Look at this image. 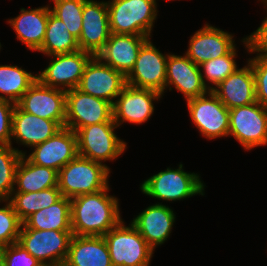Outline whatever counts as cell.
I'll list each match as a JSON object with an SVG mask.
<instances>
[{
  "mask_svg": "<svg viewBox=\"0 0 267 266\" xmlns=\"http://www.w3.org/2000/svg\"><path fill=\"white\" fill-rule=\"evenodd\" d=\"M106 189L71 199L73 235L104 236L121 221L118 199Z\"/></svg>",
  "mask_w": 267,
  "mask_h": 266,
  "instance_id": "obj_1",
  "label": "cell"
},
{
  "mask_svg": "<svg viewBox=\"0 0 267 266\" xmlns=\"http://www.w3.org/2000/svg\"><path fill=\"white\" fill-rule=\"evenodd\" d=\"M109 173L107 165L77 155L58 171V188L70 199L95 193L109 186Z\"/></svg>",
  "mask_w": 267,
  "mask_h": 266,
  "instance_id": "obj_2",
  "label": "cell"
},
{
  "mask_svg": "<svg viewBox=\"0 0 267 266\" xmlns=\"http://www.w3.org/2000/svg\"><path fill=\"white\" fill-rule=\"evenodd\" d=\"M107 8L111 33L151 37L158 12L156 0H111Z\"/></svg>",
  "mask_w": 267,
  "mask_h": 266,
  "instance_id": "obj_3",
  "label": "cell"
},
{
  "mask_svg": "<svg viewBox=\"0 0 267 266\" xmlns=\"http://www.w3.org/2000/svg\"><path fill=\"white\" fill-rule=\"evenodd\" d=\"M129 225L125 226L122 220L103 236L112 266H149L154 249Z\"/></svg>",
  "mask_w": 267,
  "mask_h": 266,
  "instance_id": "obj_4",
  "label": "cell"
},
{
  "mask_svg": "<svg viewBox=\"0 0 267 266\" xmlns=\"http://www.w3.org/2000/svg\"><path fill=\"white\" fill-rule=\"evenodd\" d=\"M140 187L144 194L152 198L176 201L197 194L204 195L205 186L198 174L185 172L180 163L178 169L167 168L149 177Z\"/></svg>",
  "mask_w": 267,
  "mask_h": 266,
  "instance_id": "obj_5",
  "label": "cell"
},
{
  "mask_svg": "<svg viewBox=\"0 0 267 266\" xmlns=\"http://www.w3.org/2000/svg\"><path fill=\"white\" fill-rule=\"evenodd\" d=\"M115 122L88 125L77 130L78 155L103 164L115 160L126 150V142L114 133Z\"/></svg>",
  "mask_w": 267,
  "mask_h": 266,
  "instance_id": "obj_6",
  "label": "cell"
},
{
  "mask_svg": "<svg viewBox=\"0 0 267 266\" xmlns=\"http://www.w3.org/2000/svg\"><path fill=\"white\" fill-rule=\"evenodd\" d=\"M72 231L37 230L21 227L18 243L42 264L63 266Z\"/></svg>",
  "mask_w": 267,
  "mask_h": 266,
  "instance_id": "obj_7",
  "label": "cell"
},
{
  "mask_svg": "<svg viewBox=\"0 0 267 266\" xmlns=\"http://www.w3.org/2000/svg\"><path fill=\"white\" fill-rule=\"evenodd\" d=\"M245 150L267 145V108L253 104L229 109V133Z\"/></svg>",
  "mask_w": 267,
  "mask_h": 266,
  "instance_id": "obj_8",
  "label": "cell"
},
{
  "mask_svg": "<svg viewBox=\"0 0 267 266\" xmlns=\"http://www.w3.org/2000/svg\"><path fill=\"white\" fill-rule=\"evenodd\" d=\"M113 121L112 104L74 88L66 91L64 127L76 132L82 127Z\"/></svg>",
  "mask_w": 267,
  "mask_h": 266,
  "instance_id": "obj_9",
  "label": "cell"
},
{
  "mask_svg": "<svg viewBox=\"0 0 267 266\" xmlns=\"http://www.w3.org/2000/svg\"><path fill=\"white\" fill-rule=\"evenodd\" d=\"M186 102L192 122L202 136L207 139L228 136L229 109L211 90Z\"/></svg>",
  "mask_w": 267,
  "mask_h": 266,
  "instance_id": "obj_10",
  "label": "cell"
},
{
  "mask_svg": "<svg viewBox=\"0 0 267 266\" xmlns=\"http://www.w3.org/2000/svg\"><path fill=\"white\" fill-rule=\"evenodd\" d=\"M167 59L168 54H162L149 38L140 48L126 84L165 93Z\"/></svg>",
  "mask_w": 267,
  "mask_h": 266,
  "instance_id": "obj_11",
  "label": "cell"
},
{
  "mask_svg": "<svg viewBox=\"0 0 267 266\" xmlns=\"http://www.w3.org/2000/svg\"><path fill=\"white\" fill-rule=\"evenodd\" d=\"M49 65L37 75V80L48 87L68 91L80 84L85 66L93 55L79 50L69 54H56Z\"/></svg>",
  "mask_w": 267,
  "mask_h": 266,
  "instance_id": "obj_12",
  "label": "cell"
},
{
  "mask_svg": "<svg viewBox=\"0 0 267 266\" xmlns=\"http://www.w3.org/2000/svg\"><path fill=\"white\" fill-rule=\"evenodd\" d=\"M16 105L25 112L57 121L62 127L66 118V91L41 84L38 80Z\"/></svg>",
  "mask_w": 267,
  "mask_h": 266,
  "instance_id": "obj_13",
  "label": "cell"
},
{
  "mask_svg": "<svg viewBox=\"0 0 267 266\" xmlns=\"http://www.w3.org/2000/svg\"><path fill=\"white\" fill-rule=\"evenodd\" d=\"M126 85V77L93 56L85 66L77 87L82 92L114 104L115 98Z\"/></svg>",
  "mask_w": 267,
  "mask_h": 266,
  "instance_id": "obj_14",
  "label": "cell"
},
{
  "mask_svg": "<svg viewBox=\"0 0 267 266\" xmlns=\"http://www.w3.org/2000/svg\"><path fill=\"white\" fill-rule=\"evenodd\" d=\"M162 94L151 89L125 85L112 105L113 121L119 127L123 122L142 124L154 113L153 101Z\"/></svg>",
  "mask_w": 267,
  "mask_h": 266,
  "instance_id": "obj_15",
  "label": "cell"
},
{
  "mask_svg": "<svg viewBox=\"0 0 267 266\" xmlns=\"http://www.w3.org/2000/svg\"><path fill=\"white\" fill-rule=\"evenodd\" d=\"M32 148L33 152L26 156L30 162L56 171L78 155L76 133L66 127Z\"/></svg>",
  "mask_w": 267,
  "mask_h": 266,
  "instance_id": "obj_16",
  "label": "cell"
},
{
  "mask_svg": "<svg viewBox=\"0 0 267 266\" xmlns=\"http://www.w3.org/2000/svg\"><path fill=\"white\" fill-rule=\"evenodd\" d=\"M106 2L86 0L82 11V30L78 39L80 50L96 56L110 36Z\"/></svg>",
  "mask_w": 267,
  "mask_h": 266,
  "instance_id": "obj_17",
  "label": "cell"
},
{
  "mask_svg": "<svg viewBox=\"0 0 267 266\" xmlns=\"http://www.w3.org/2000/svg\"><path fill=\"white\" fill-rule=\"evenodd\" d=\"M148 39L147 36L111 33L96 57L126 77L134 67L140 48Z\"/></svg>",
  "mask_w": 267,
  "mask_h": 266,
  "instance_id": "obj_18",
  "label": "cell"
},
{
  "mask_svg": "<svg viewBox=\"0 0 267 266\" xmlns=\"http://www.w3.org/2000/svg\"><path fill=\"white\" fill-rule=\"evenodd\" d=\"M171 85L183 93L186 101L209 92L201 77L199 65L193 63L186 55L168 54L165 90Z\"/></svg>",
  "mask_w": 267,
  "mask_h": 266,
  "instance_id": "obj_19",
  "label": "cell"
},
{
  "mask_svg": "<svg viewBox=\"0 0 267 266\" xmlns=\"http://www.w3.org/2000/svg\"><path fill=\"white\" fill-rule=\"evenodd\" d=\"M233 35L206 24L191 36L186 56L200 65L228 54L234 47Z\"/></svg>",
  "mask_w": 267,
  "mask_h": 266,
  "instance_id": "obj_20",
  "label": "cell"
},
{
  "mask_svg": "<svg viewBox=\"0 0 267 266\" xmlns=\"http://www.w3.org/2000/svg\"><path fill=\"white\" fill-rule=\"evenodd\" d=\"M228 108L247 106L257 102L255 77L251 64L237 69L211 90Z\"/></svg>",
  "mask_w": 267,
  "mask_h": 266,
  "instance_id": "obj_21",
  "label": "cell"
},
{
  "mask_svg": "<svg viewBox=\"0 0 267 266\" xmlns=\"http://www.w3.org/2000/svg\"><path fill=\"white\" fill-rule=\"evenodd\" d=\"M175 214L169 206L156 203L148 206L133 218L131 224L153 248L162 245L169 237L175 222Z\"/></svg>",
  "mask_w": 267,
  "mask_h": 266,
  "instance_id": "obj_22",
  "label": "cell"
},
{
  "mask_svg": "<svg viewBox=\"0 0 267 266\" xmlns=\"http://www.w3.org/2000/svg\"><path fill=\"white\" fill-rule=\"evenodd\" d=\"M63 127L57 122L22 111L17 105L12 116L11 138L32 147L54 136Z\"/></svg>",
  "mask_w": 267,
  "mask_h": 266,
  "instance_id": "obj_23",
  "label": "cell"
},
{
  "mask_svg": "<svg viewBox=\"0 0 267 266\" xmlns=\"http://www.w3.org/2000/svg\"><path fill=\"white\" fill-rule=\"evenodd\" d=\"M63 266H112L103 236L73 235Z\"/></svg>",
  "mask_w": 267,
  "mask_h": 266,
  "instance_id": "obj_24",
  "label": "cell"
},
{
  "mask_svg": "<svg viewBox=\"0 0 267 266\" xmlns=\"http://www.w3.org/2000/svg\"><path fill=\"white\" fill-rule=\"evenodd\" d=\"M20 14L8 20L17 34V39L26 45L27 49L37 51L45 38L50 7L43 6L26 10L21 8Z\"/></svg>",
  "mask_w": 267,
  "mask_h": 266,
  "instance_id": "obj_25",
  "label": "cell"
},
{
  "mask_svg": "<svg viewBox=\"0 0 267 266\" xmlns=\"http://www.w3.org/2000/svg\"><path fill=\"white\" fill-rule=\"evenodd\" d=\"M57 186L58 171L33 164L26 158V155H22L15 172V187L13 192H38Z\"/></svg>",
  "mask_w": 267,
  "mask_h": 266,
  "instance_id": "obj_26",
  "label": "cell"
},
{
  "mask_svg": "<svg viewBox=\"0 0 267 266\" xmlns=\"http://www.w3.org/2000/svg\"><path fill=\"white\" fill-rule=\"evenodd\" d=\"M22 226L37 230L72 231L71 199L63 196L55 204L30 215Z\"/></svg>",
  "mask_w": 267,
  "mask_h": 266,
  "instance_id": "obj_27",
  "label": "cell"
},
{
  "mask_svg": "<svg viewBox=\"0 0 267 266\" xmlns=\"http://www.w3.org/2000/svg\"><path fill=\"white\" fill-rule=\"evenodd\" d=\"M80 50L78 39L69 33L65 23L52 12L48 15V23L42 46L37 50L47 56L69 54Z\"/></svg>",
  "mask_w": 267,
  "mask_h": 266,
  "instance_id": "obj_28",
  "label": "cell"
},
{
  "mask_svg": "<svg viewBox=\"0 0 267 266\" xmlns=\"http://www.w3.org/2000/svg\"><path fill=\"white\" fill-rule=\"evenodd\" d=\"M62 197L57 186L38 192H12L8 201L12 204L14 211L23 222L33 213L55 204Z\"/></svg>",
  "mask_w": 267,
  "mask_h": 266,
  "instance_id": "obj_29",
  "label": "cell"
},
{
  "mask_svg": "<svg viewBox=\"0 0 267 266\" xmlns=\"http://www.w3.org/2000/svg\"><path fill=\"white\" fill-rule=\"evenodd\" d=\"M36 80L37 75L17 65H0V99L16 104Z\"/></svg>",
  "mask_w": 267,
  "mask_h": 266,
  "instance_id": "obj_30",
  "label": "cell"
},
{
  "mask_svg": "<svg viewBox=\"0 0 267 266\" xmlns=\"http://www.w3.org/2000/svg\"><path fill=\"white\" fill-rule=\"evenodd\" d=\"M25 154L11 145H0V202L8 200L14 191L16 168Z\"/></svg>",
  "mask_w": 267,
  "mask_h": 266,
  "instance_id": "obj_31",
  "label": "cell"
},
{
  "mask_svg": "<svg viewBox=\"0 0 267 266\" xmlns=\"http://www.w3.org/2000/svg\"><path fill=\"white\" fill-rule=\"evenodd\" d=\"M236 56V48L234 47L228 54L199 65L202 81L209 90H212V87L209 86V83H206V79L210 81L212 85L217 86L238 69L235 62Z\"/></svg>",
  "mask_w": 267,
  "mask_h": 266,
  "instance_id": "obj_32",
  "label": "cell"
},
{
  "mask_svg": "<svg viewBox=\"0 0 267 266\" xmlns=\"http://www.w3.org/2000/svg\"><path fill=\"white\" fill-rule=\"evenodd\" d=\"M51 12L65 23L67 30L79 39L82 30V11L86 0H51Z\"/></svg>",
  "mask_w": 267,
  "mask_h": 266,
  "instance_id": "obj_33",
  "label": "cell"
},
{
  "mask_svg": "<svg viewBox=\"0 0 267 266\" xmlns=\"http://www.w3.org/2000/svg\"><path fill=\"white\" fill-rule=\"evenodd\" d=\"M6 205L0 208V250L18 242L23 222L14 211L12 204L4 200Z\"/></svg>",
  "mask_w": 267,
  "mask_h": 266,
  "instance_id": "obj_34",
  "label": "cell"
},
{
  "mask_svg": "<svg viewBox=\"0 0 267 266\" xmlns=\"http://www.w3.org/2000/svg\"><path fill=\"white\" fill-rule=\"evenodd\" d=\"M0 258L3 266H39L42 264L18 242L0 250Z\"/></svg>",
  "mask_w": 267,
  "mask_h": 266,
  "instance_id": "obj_35",
  "label": "cell"
},
{
  "mask_svg": "<svg viewBox=\"0 0 267 266\" xmlns=\"http://www.w3.org/2000/svg\"><path fill=\"white\" fill-rule=\"evenodd\" d=\"M255 77L256 100L267 108V56L257 53L249 59Z\"/></svg>",
  "mask_w": 267,
  "mask_h": 266,
  "instance_id": "obj_36",
  "label": "cell"
},
{
  "mask_svg": "<svg viewBox=\"0 0 267 266\" xmlns=\"http://www.w3.org/2000/svg\"><path fill=\"white\" fill-rule=\"evenodd\" d=\"M15 103L0 99V145H12V116Z\"/></svg>",
  "mask_w": 267,
  "mask_h": 266,
  "instance_id": "obj_37",
  "label": "cell"
},
{
  "mask_svg": "<svg viewBox=\"0 0 267 266\" xmlns=\"http://www.w3.org/2000/svg\"><path fill=\"white\" fill-rule=\"evenodd\" d=\"M243 43L249 53H259L267 56V17L262 21L256 31L244 38Z\"/></svg>",
  "mask_w": 267,
  "mask_h": 266,
  "instance_id": "obj_38",
  "label": "cell"
},
{
  "mask_svg": "<svg viewBox=\"0 0 267 266\" xmlns=\"http://www.w3.org/2000/svg\"><path fill=\"white\" fill-rule=\"evenodd\" d=\"M39 266H57V265H53V264H40Z\"/></svg>",
  "mask_w": 267,
  "mask_h": 266,
  "instance_id": "obj_39",
  "label": "cell"
},
{
  "mask_svg": "<svg viewBox=\"0 0 267 266\" xmlns=\"http://www.w3.org/2000/svg\"><path fill=\"white\" fill-rule=\"evenodd\" d=\"M261 2H263V4L267 6V0H262Z\"/></svg>",
  "mask_w": 267,
  "mask_h": 266,
  "instance_id": "obj_40",
  "label": "cell"
}]
</instances>
